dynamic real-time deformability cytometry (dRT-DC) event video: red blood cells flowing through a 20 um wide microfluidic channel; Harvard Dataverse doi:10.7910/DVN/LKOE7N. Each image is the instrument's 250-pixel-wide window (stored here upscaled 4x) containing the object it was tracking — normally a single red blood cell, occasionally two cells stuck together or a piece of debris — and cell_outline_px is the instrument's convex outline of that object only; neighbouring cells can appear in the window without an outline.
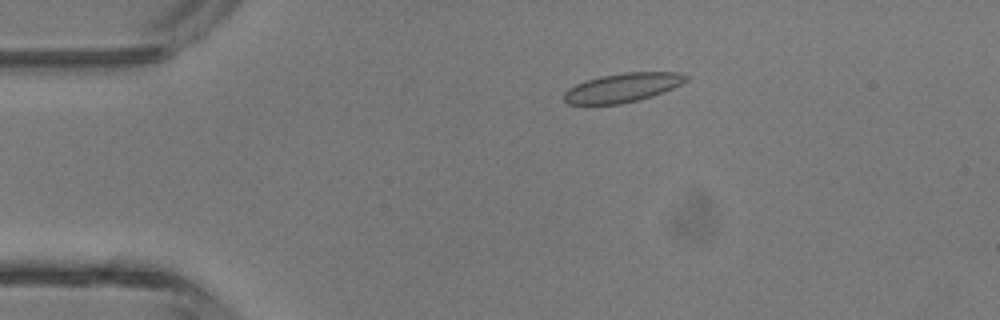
{"species": "common noctule bat (a hibernating species)", "species_latin": "Nyctalus noctula", "temperature_condition": "room temperature", "stored_images_in_passage": 4, "camera_frame_rate_fps": 3000, "um_per_image_px": 0.085, "animal": {"sex": "male", "body_mass_g": 13.3}, "frame": {"image": 1, "passage_image": 3, "time_ms": 2.333, "image_size_px": [1000, 320], "cell_outline_px": [[688, 80], [664, 92], [652, 96], [620, 104], [568, 104], [564, 100], [564, 92], [568, 88], [584, 80], [600, 76], [624, 72], [676, 72], [688, 76]], "centroid_in_image_um": [52.89, 7.44], "position_along_channel_um": 32.1, "area_um2": 20.58}}